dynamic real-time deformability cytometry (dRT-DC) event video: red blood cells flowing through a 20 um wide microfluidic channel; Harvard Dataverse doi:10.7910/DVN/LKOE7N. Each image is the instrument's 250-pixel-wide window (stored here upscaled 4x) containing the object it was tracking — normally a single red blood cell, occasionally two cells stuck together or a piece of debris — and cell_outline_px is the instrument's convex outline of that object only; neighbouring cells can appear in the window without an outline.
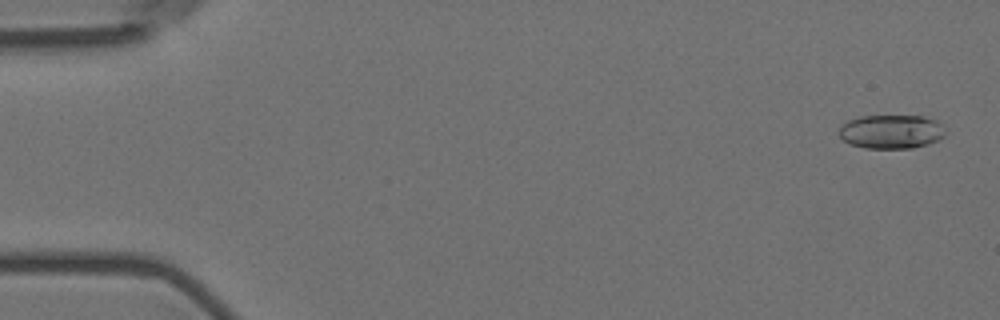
{"species": "Egyptian fruit bat (a non-hibernating species)", "species_latin": "Rousettus aegyptiacus", "temperature_condition": "room temperature", "stored_images_in_passage": 56, "camera_frame_rate_fps": 3000, "um_per_image_px": 0.085, "animal": {"sex": "female"}, "frame": {"image": 1, "passage_image": 2, "time_ms": 0.333, "image_size_px": [1000, 320], "cell_outline_px": [[944, 136], [928, 144], [912, 148], [864, 148], [848, 144], [840, 136], [840, 128], [848, 120], [860, 116], [924, 116], [936, 120], [940, 124], [944, 132]], "centroid_in_image_um": [75.74, 11.19], "position_along_channel_um": 9.3, "area_um2": 20.87}}
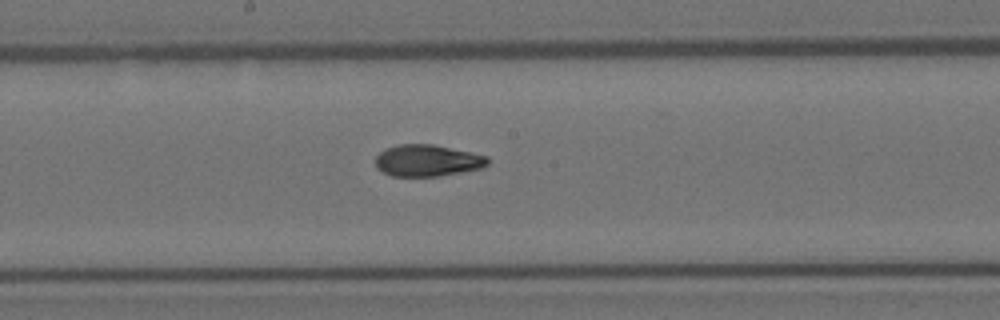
{"frame": {"image": 2, "passage_image": 30, "time_ms": 9.667, "image_size_px": [1000, 320], "cell_outline_px": [[488, 164], [480, 168], [460, 172], [436, 176], [392, 176], [376, 168], [376, 156], [384, 148], [400, 144], [432, 144], [488, 156]], "centroid_in_image_um": [36.29, 13.64], "position_along_channel_um": 211.9, "area_um2": 20.52}}
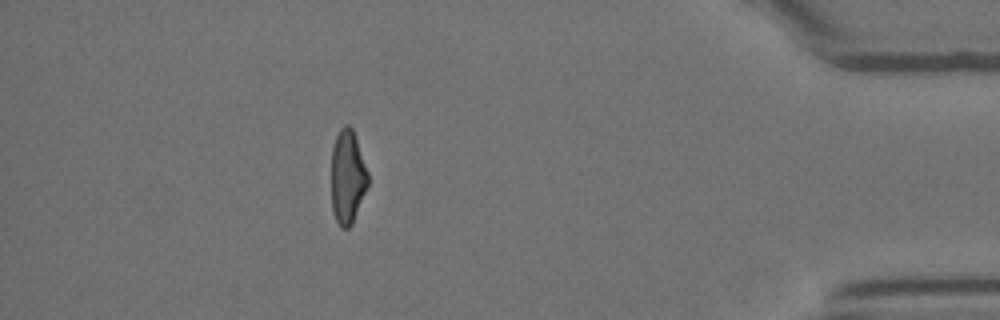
{"frame": {"image": 3, "passage_image": 50, "time_ms": 16.333, "image_size_px": [1000, 320], "cell_outline_px": [[368, 184], [352, 224], [348, 228], [340, 228], [332, 212], [332, 148], [336, 136], [340, 128], [344, 124], [348, 124], [352, 128], [368, 172]], "centroid_in_image_um": [29.53, 15.04], "position_along_channel_um": 405.7, "area_um2": 19.88}, "authors_computed_cell_mechanics": {"area_um2": 20.8947, "velocity_mm_per_s": 3.6284, "shape_relaxation_time_tau1_ms": 6.8303, "shape_relaxation_time_tau2_ms": 2.407, "deformation_change_tau1": 0.1989, "deformation_change_tau2": 0.0787}}